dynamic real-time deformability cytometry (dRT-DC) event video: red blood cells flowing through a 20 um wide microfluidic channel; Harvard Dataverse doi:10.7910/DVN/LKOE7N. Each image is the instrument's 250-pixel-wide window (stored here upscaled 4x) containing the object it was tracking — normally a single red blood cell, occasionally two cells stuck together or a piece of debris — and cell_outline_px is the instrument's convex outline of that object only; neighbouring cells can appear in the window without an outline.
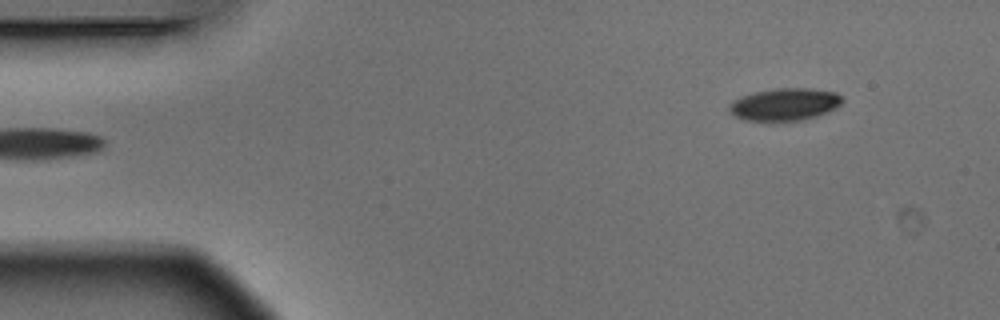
{"species": "Egyptian fruit bat (a non-hibernating species)", "species_latin": "Rousettus aegyptiacus", "temperature_condition": "warm", "stored_images_in_passage": 4, "segment_of_instrument_passage": [2, 2], "camera_frame_rate_fps": 3000, "um_per_image_px": 0.085, "animal": {"sex": "male"}, "frame": {"image": 1, "passage_image": 4, "time_ms": 1.0, "image_size_px": [1000, 320], "cell_outline_px": [[844, 100], [836, 108], [828, 112], [816, 116], [800, 120], [768, 124], [744, 120], [736, 116], [728, 108], [732, 100], [740, 96], [756, 92], [776, 88], [808, 88], [836, 92]], "centroid_in_image_um": [66.67, 8.91], "position_along_channel_um": 18.3, "area_um2": 21.91}}